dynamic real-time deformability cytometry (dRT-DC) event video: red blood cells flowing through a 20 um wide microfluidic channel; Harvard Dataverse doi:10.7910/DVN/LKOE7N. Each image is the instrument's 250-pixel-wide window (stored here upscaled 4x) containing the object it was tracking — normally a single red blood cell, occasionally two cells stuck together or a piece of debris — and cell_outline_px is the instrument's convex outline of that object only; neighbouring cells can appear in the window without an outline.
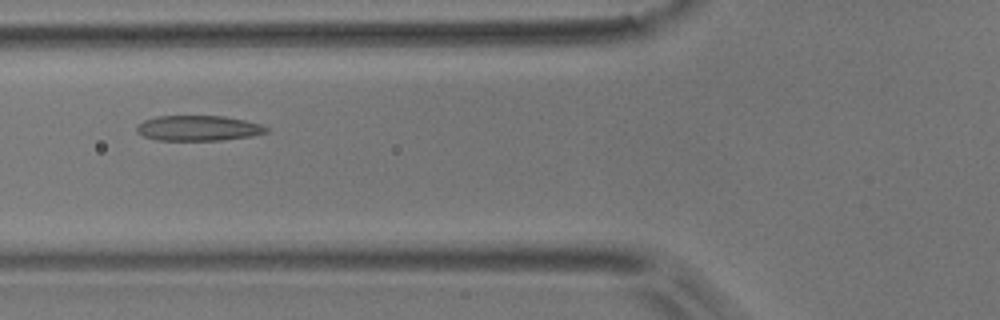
{"species": "common noctule bat (a hibernating species)", "species_latin": "Nyctalus noctula", "temperature_condition": "room temperature", "stored_images_in_passage": 6, "camera_frame_rate_fps": 3000, "um_per_image_px": 0.085, "animal": {"sex": "male", "body_mass_g": 17.9}, "frame": {"image": 1, "passage_image": 6, "time_ms": 1.667, "image_size_px": [1000, 320], "cell_outline_px": [[268, 132], [252, 136], [220, 140], [156, 140], [144, 136], [136, 132], [136, 124], [144, 120], [156, 116], [224, 116], [244, 120], [260, 124], [268, 128]], "centroid_in_image_um": [16.82, 10.89], "position_along_channel_um": 109.0, "area_um2": 19.13}}